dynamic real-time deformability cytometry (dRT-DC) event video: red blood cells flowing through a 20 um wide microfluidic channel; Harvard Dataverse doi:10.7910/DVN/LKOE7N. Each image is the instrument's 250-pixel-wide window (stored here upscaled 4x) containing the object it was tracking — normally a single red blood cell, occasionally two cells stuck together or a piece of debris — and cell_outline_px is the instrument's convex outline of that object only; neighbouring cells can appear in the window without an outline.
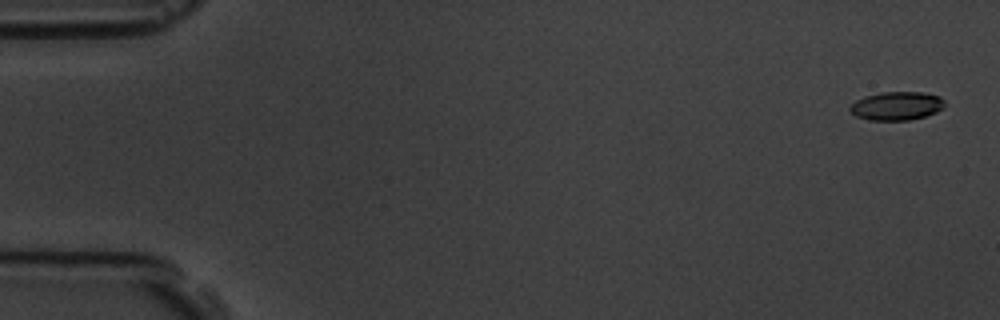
{"species": "common noctule bat (a hibernating species)", "species_latin": "Nyctalus noctula", "temperature_condition": "room temperature", "stored_images_in_passage": 8, "camera_frame_rate_fps": 3000, "um_per_image_px": 0.085, "animal": {"sex": "male", "body_mass_g": 19.5, "forearm_length_mm": 54.6}, "frame": {"image": 1, "passage_image": 1, "time_ms": 0.0, "image_size_px": [1000, 320], "cell_outline_px": [[944, 108], [936, 112], [924, 116], [908, 120], [868, 120], [856, 116], [848, 108], [856, 100], [864, 96], [884, 92], [924, 92], [940, 96], [944, 100]], "centroid_in_image_um": [76.22, 8.99], "position_along_channel_um": 8.8, "area_um2": 15.72}}
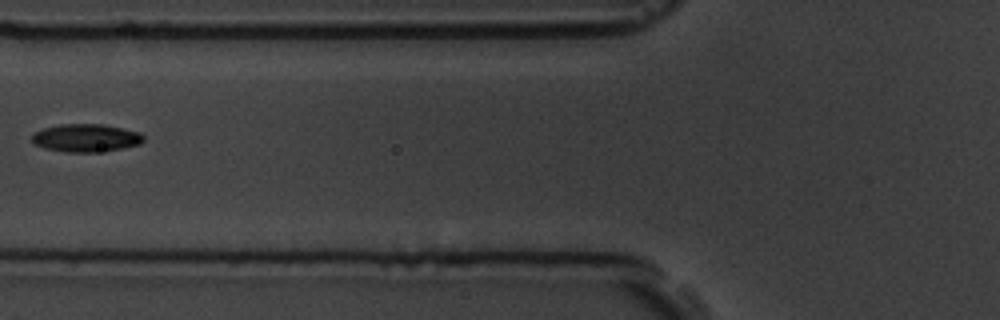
{"frame": {"image": 2, "passage_image": 7, "time_ms": 7.0, "image_size_px": [1000, 320], "cell_outline_px": [[144, 140], [140, 144], [120, 148], [96, 152], [68, 152], [44, 148], [36, 144], [32, 140], [32, 132], [44, 128], [60, 124], [104, 124], [140, 132], [144, 136]], "centroid_in_image_um": [7.3, 11.71], "position_along_channel_um": 118.5, "area_um2": 18.09}}
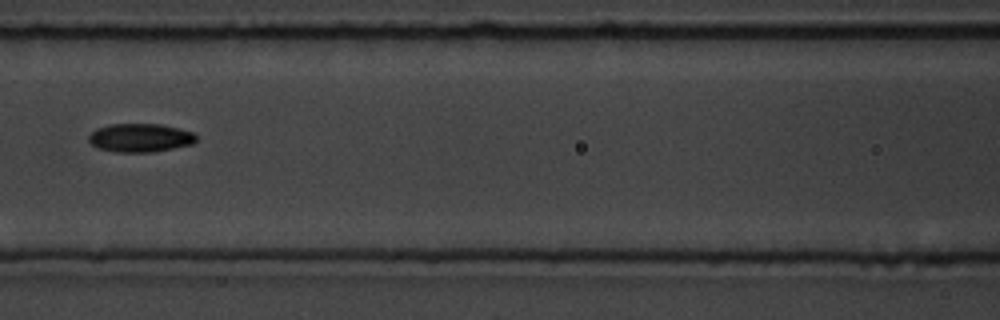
{"frame": {"image": 3, "passage_image": 8, "time_ms": 8.0, "image_size_px": [1000, 320], "cell_outline_px": [[196, 140], [192, 144], [152, 152], [116, 152], [100, 148], [92, 144], [88, 140], [88, 136], [96, 128], [108, 124], [160, 124], [180, 128], [192, 132], [196, 136]], "centroid_in_image_um": [11.91, 11.7], "position_along_channel_um": 154.7, "area_um2": 17.8}}